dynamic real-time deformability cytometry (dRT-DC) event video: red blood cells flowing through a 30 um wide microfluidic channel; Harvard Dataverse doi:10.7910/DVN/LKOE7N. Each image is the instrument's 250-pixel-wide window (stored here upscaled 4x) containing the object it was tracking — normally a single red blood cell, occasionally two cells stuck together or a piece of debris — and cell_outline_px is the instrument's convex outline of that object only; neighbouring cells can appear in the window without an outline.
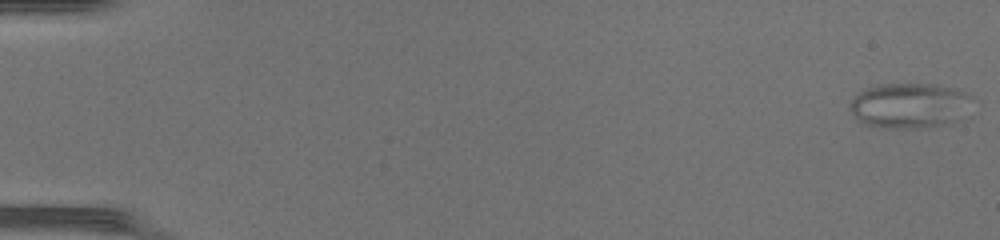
{"species": "common noctule bat (a hibernating species)", "species_latin": "Nyctalus noctula", "temperature_condition": "warm", "stored_images_in_passage": 49, "camera_frame_rate_fps": 3000, "um_per_image_px": 0.085, "animal": {"sex": "female", "body_mass_g": 17.0, "forearm_length_mm": 48.0}, "frame": {"image": 1, "passage_image": 1, "time_ms": 0.0, "image_size_px": [1000, 240], "cell_outline_px": [[972, 96], [956, 120], [952, 124], [924, 128], [888, 128], [860, 124], [856, 120], [848, 108], [848, 104], [864, 88], [880, 84], [940, 84], [964, 92]], "centroid_in_image_um": [77.2, 8.98], "position_along_channel_um": 7.8, "area_um2": 32.25}}
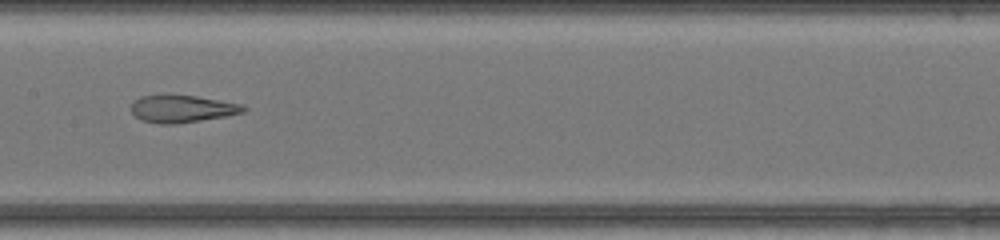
{"frame": {"image": 2, "passage_image": 26, "time_ms": 8.333, "image_size_px": [1000, 240], "cell_outline_px": [[248, 108], [244, 112], [224, 116], [176, 124], [160, 124], [140, 120], [132, 112], [132, 104], [140, 96], [196, 96], [244, 104]], "centroid_in_image_um": [15.52, 9.26], "position_along_channel_um": 191.9, "area_um2": 17.57}}
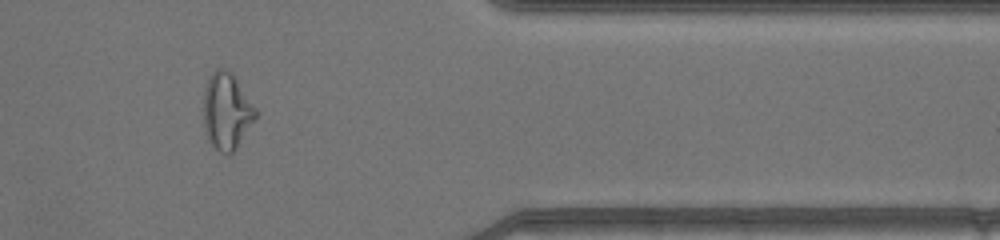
{"frame": {"image": 3, "passage_image": 41, "time_ms": 13.333, "image_size_px": [1000, 240], "cell_outline_px": [[256, 116], [236, 148], [228, 156], [220, 152], [208, 140], [204, 128], [204, 88], [212, 72], [216, 68], [224, 68], [232, 72], [256, 108]], "centroid_in_image_um": [19.25, 9.43], "position_along_channel_um": 392.2, "area_um2": 23.06}, "authors_computed_cell_mechanics": {"area_um2": 23.8136, "velocity_mm_per_s": 4.3661, "shape_relaxation_time_tau1_ms": null, "shape_relaxation_time_tau2_ms": 1.5025, "deformation_change_tau1": null, "deformation_change_tau2": 0.1094}}